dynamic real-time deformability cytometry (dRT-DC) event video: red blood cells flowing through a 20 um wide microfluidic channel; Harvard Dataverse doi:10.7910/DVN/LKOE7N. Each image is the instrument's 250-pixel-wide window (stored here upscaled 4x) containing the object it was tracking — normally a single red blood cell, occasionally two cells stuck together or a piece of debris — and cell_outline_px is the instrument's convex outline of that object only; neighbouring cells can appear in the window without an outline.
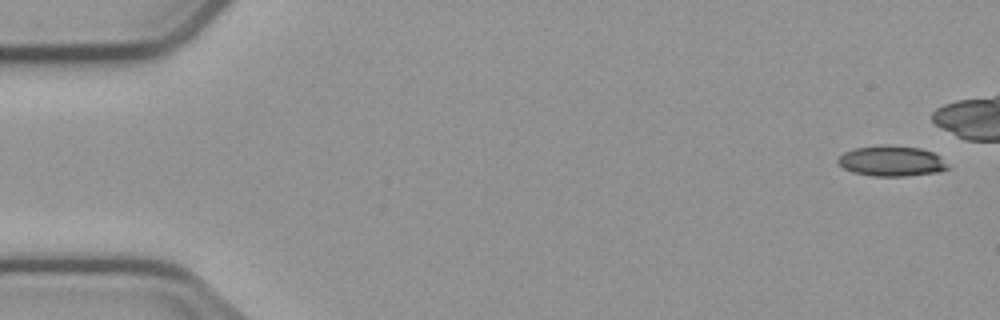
{"species": "common noctule bat (a hibernating species)", "species_latin": "Nyctalus noctula", "temperature_condition": "cold", "stored_images_in_passage": 5, "camera_frame_rate_fps": 3000, "um_per_image_px": 0.085, "animal": {"sex": "male", "body_mass_g": 23.1, "forearm_length_mm": 52.7}, "frame": {"image": 1, "passage_image": 1, "time_ms": 0.0, "image_size_px": [1000, 320], "cell_outline_px": [[948, 168], [936, 172], [904, 176], [872, 176], [852, 172], [844, 168], [836, 160], [844, 152], [856, 148], [884, 144], [888, 144], [920, 148], [932, 152], [940, 156]], "centroid_in_image_um": [75.74, 13.68], "position_along_channel_um": 9.3, "area_um2": 19.36}}